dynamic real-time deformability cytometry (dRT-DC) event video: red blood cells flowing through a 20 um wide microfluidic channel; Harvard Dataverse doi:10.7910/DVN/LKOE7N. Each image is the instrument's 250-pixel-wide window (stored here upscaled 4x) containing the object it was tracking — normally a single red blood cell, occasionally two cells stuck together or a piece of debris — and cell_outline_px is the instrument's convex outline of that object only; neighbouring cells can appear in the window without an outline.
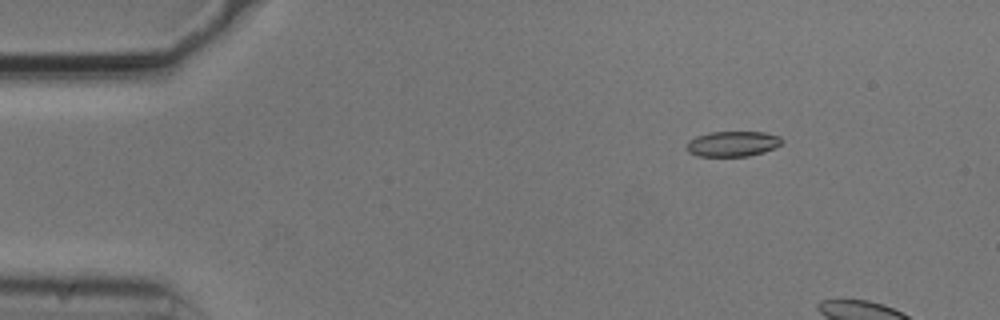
{"species": "common noctule bat (a hibernating species)", "species_latin": "Nyctalus noctula", "temperature_condition": "cold", "stored_images_in_passage": 14, "camera_frame_rate_fps": 3000, "um_per_image_px": 0.085, "animal": {"sex": "male", "body_mass_g": 20.5, "forearm_length_mm": 52.5}, "frame": {"image": 1, "passage_image": 8, "time_ms": 2.333, "image_size_px": [1000, 320], "cell_outline_px": [[784, 140], [776, 148], [764, 152], [748, 156], [696, 156], [688, 152], [684, 148], [688, 140], [696, 136], [708, 132], [764, 132], [780, 136]], "centroid_in_image_um": [62.25, 12.22], "position_along_channel_um": 22.8, "area_um2": 14.33}}